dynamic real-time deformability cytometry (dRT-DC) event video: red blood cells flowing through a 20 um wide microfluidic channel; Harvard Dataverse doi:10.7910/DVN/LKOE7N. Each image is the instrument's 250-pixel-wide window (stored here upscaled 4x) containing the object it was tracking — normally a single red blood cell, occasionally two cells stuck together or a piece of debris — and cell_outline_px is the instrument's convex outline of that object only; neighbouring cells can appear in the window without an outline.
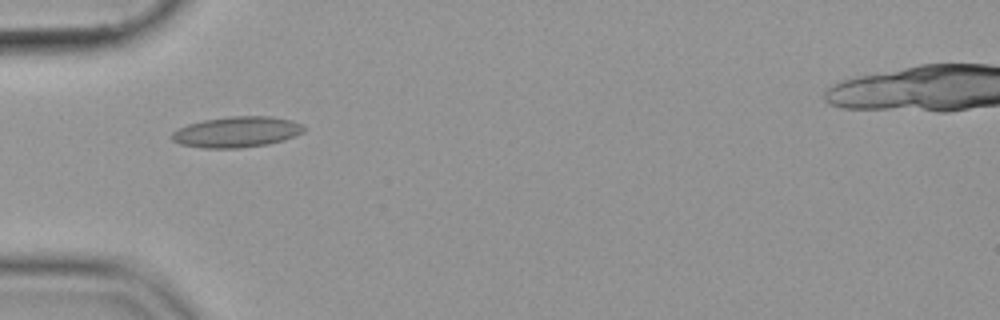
{"species": "common noctule bat (a hibernating species)", "species_latin": "Nyctalus noctula", "temperature_condition": "cold", "stored_images_in_passage": 32, "camera_frame_rate_fps": 3000, "um_per_image_px": 0.085, "animal": {"sex": "female", "body_mass_g": 19.9}, "frame": {"image": 1, "passage_image": 1, "time_ms": 0.0, "image_size_px": [1000, 320], "cell_outline_px": [[304, 132], [284, 140], [268, 144], [240, 148], [204, 148], [180, 144], [172, 140], [172, 132], [176, 128], [188, 124], [204, 120], [228, 116], [272, 116], [292, 120], [304, 124]], "centroid_in_image_um": [20.13, 11.21], "position_along_channel_um": 64.9, "area_um2": 23.87}}
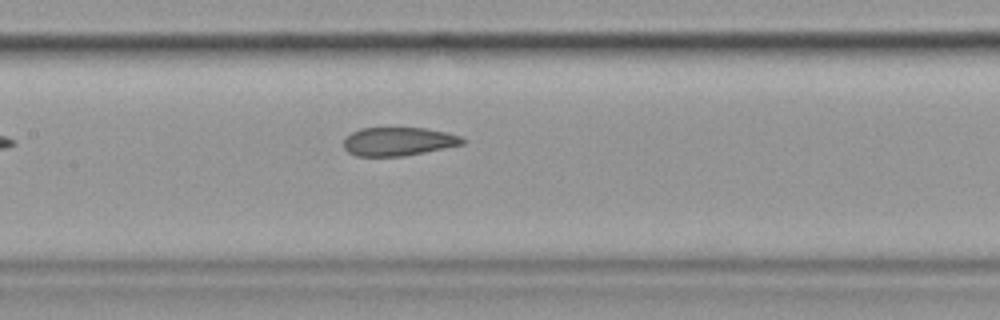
{"frame": {"image": 2, "passage_image": 10, "time_ms": 3.0, "image_size_px": [1000, 320], "cell_outline_px": [[468, 140], [464, 144], [404, 156], [356, 156], [348, 152], [344, 148], [344, 140], [352, 132], [360, 128], [424, 128], [448, 132], [460, 136]], "centroid_in_image_um": [33.89, 12.02], "position_along_channel_um": 173.5, "area_um2": 19.77}}
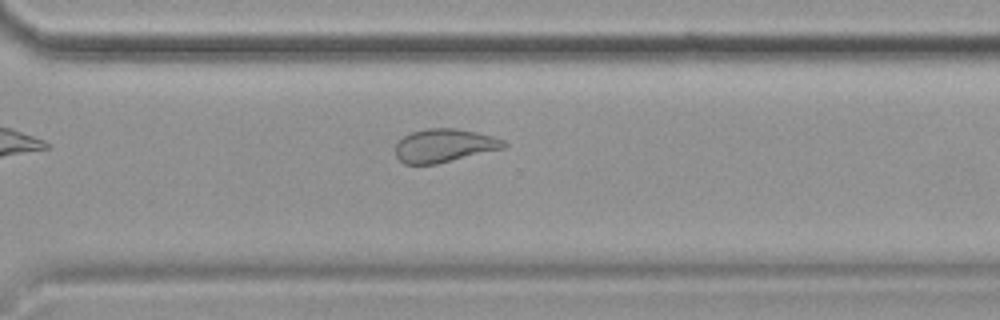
{"frame": {"image": 3, "passage_image": 23, "time_ms": 7.333, "image_size_px": [1000, 320], "cell_outline_px": [[508, 144], [504, 148], [436, 164], [404, 164], [396, 156], [396, 144], [404, 136], [412, 132], [428, 128], [456, 128], [476, 132], [492, 136], [504, 140]], "centroid_in_image_um": [37.77, 12.37], "position_along_channel_um": 332.8, "area_um2": 20.92}}